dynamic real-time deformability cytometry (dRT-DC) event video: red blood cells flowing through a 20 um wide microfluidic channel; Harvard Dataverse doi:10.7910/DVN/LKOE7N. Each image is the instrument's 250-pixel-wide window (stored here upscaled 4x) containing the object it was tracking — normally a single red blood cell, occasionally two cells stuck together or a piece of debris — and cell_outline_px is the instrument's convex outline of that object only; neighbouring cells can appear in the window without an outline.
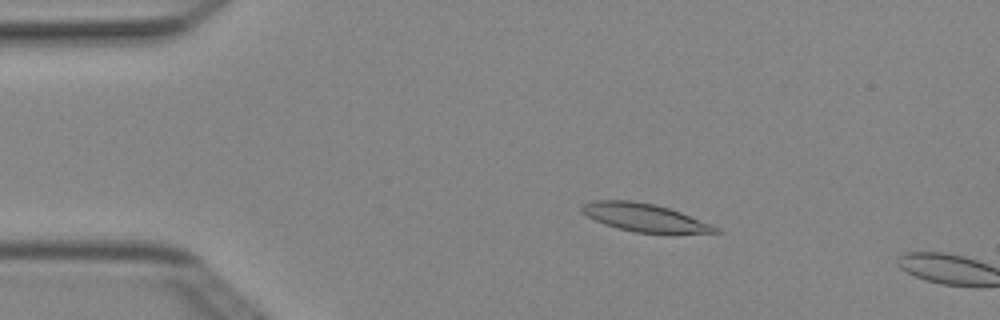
{"species": "Egyptian fruit bat (a non-hibernating species)", "species_latin": "Rousettus aegyptiacus", "temperature_condition": "cold", "stored_images_in_passage": 3, "camera_frame_rate_fps": 3000, "um_per_image_px": 0.085, "animal": {"sex": "female"}, "frame": {"image": 1, "passage_image": 2, "time_ms": 0.333, "image_size_px": [1000, 320], "cell_outline_px": [[720, 232], [636, 232], [616, 228], [604, 224], [580, 212], [580, 204], [592, 200], [632, 200], [656, 204], [680, 212], [720, 228]], "centroid_in_image_um": [54.67, 18.45], "position_along_channel_um": 30.3, "area_um2": 21.44}}